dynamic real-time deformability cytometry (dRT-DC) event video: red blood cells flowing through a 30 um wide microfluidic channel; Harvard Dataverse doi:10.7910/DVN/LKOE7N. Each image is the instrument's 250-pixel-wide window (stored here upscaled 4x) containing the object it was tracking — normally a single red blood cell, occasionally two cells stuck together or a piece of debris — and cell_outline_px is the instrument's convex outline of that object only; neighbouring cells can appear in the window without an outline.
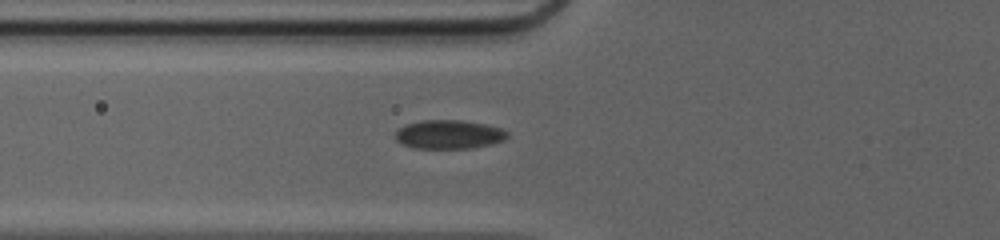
{"species": "common noctule bat (a hibernating species)", "species_latin": "Nyctalus noctula", "temperature_condition": "cold", "stored_images_in_passage": 34, "camera_frame_rate_fps": 3000, "um_per_image_px": 0.085, "animal": {"sex": "female", "body_mass_g": 20.0, "forearm_length_mm": 54.0}, "frame": {"image": 1, "passage_image": 2, "time_ms": 0.333, "image_size_px": [1000, 240], "cell_outline_px": [[508, 136], [504, 140], [472, 148], [416, 148], [404, 144], [396, 140], [396, 132], [400, 128], [408, 124], [424, 120], [456, 120], [484, 124], [500, 128], [508, 132]], "centroid_in_image_um": [38.17, 11.43], "position_along_channel_um": 87.6, "area_um2": 18.38}}
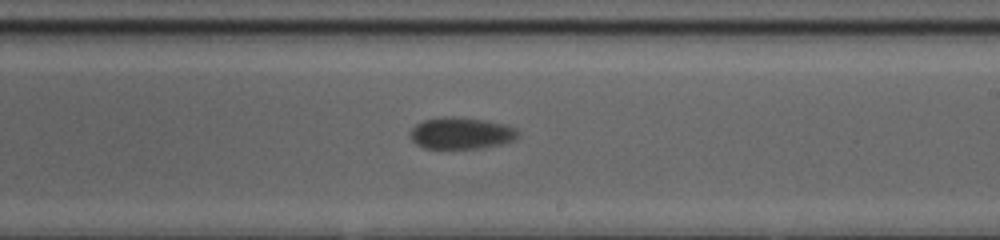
{"frame": {"image": 2, "passage_image": 14, "time_ms": 4.333, "image_size_px": [1000, 240], "cell_outline_px": [[516, 136], [512, 140], [500, 144], [476, 148], [424, 148], [416, 144], [412, 140], [412, 128], [416, 124], [424, 120], [440, 116], [456, 116], [484, 120], [500, 124], [512, 128], [516, 132]], "centroid_in_image_um": [39.11, 11.31], "position_along_channel_um": 249.9, "area_um2": 19.36}}
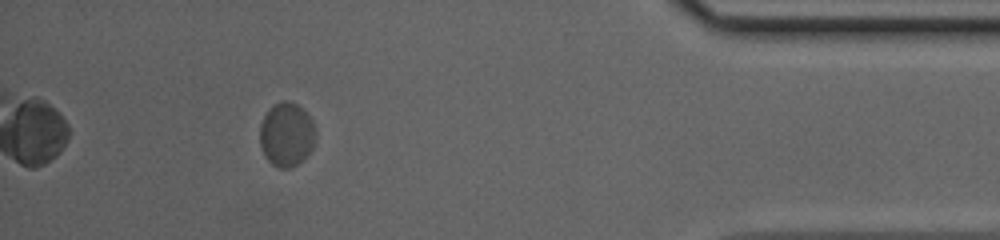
{"frame": {"image": 3, "passage_image": 29, "time_ms": 9.333, "image_size_px": [1000, 240], "cell_outline_px": [[316, 132], [312, 148], [292, 168], [276, 168], [264, 156], [260, 144], [260, 124], [264, 116], [280, 100], [288, 100], [296, 104], [312, 120]], "centroid_in_image_um": [24.34, 11.45], "position_along_channel_um": 410.9, "area_um2": 20.46}}